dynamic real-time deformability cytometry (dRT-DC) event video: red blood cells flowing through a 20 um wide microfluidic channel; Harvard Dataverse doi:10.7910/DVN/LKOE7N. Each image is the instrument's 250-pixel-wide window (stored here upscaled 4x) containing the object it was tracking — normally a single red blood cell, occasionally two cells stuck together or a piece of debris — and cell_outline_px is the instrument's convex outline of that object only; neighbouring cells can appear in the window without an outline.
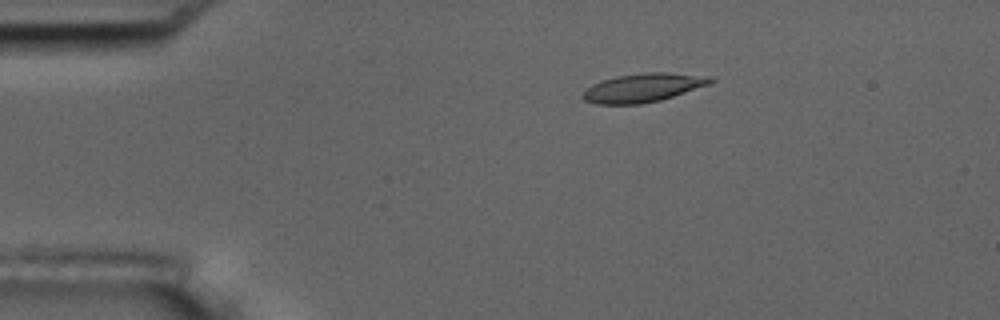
{"species": "common noctule bat (a hibernating species)", "species_latin": "Nyctalus noctula", "temperature_condition": "room temperature", "stored_images_in_passage": 5, "camera_frame_rate_fps": 3000, "um_per_image_px": 0.085, "animal": {"sex": "male", "body_mass_g": 17.5, "forearm_length_mm": 52.3}, "frame": {"image": 1, "passage_image": 3, "time_ms": 2.333, "image_size_px": [1000, 320], "cell_outline_px": [[716, 80], [708, 84], [660, 100], [640, 104], [596, 104], [584, 100], [580, 96], [592, 84], [616, 76], [644, 72], [668, 72], [716, 76]], "centroid_in_image_um": [54.69, 7.44], "position_along_channel_um": 30.3, "area_um2": 21.33}}